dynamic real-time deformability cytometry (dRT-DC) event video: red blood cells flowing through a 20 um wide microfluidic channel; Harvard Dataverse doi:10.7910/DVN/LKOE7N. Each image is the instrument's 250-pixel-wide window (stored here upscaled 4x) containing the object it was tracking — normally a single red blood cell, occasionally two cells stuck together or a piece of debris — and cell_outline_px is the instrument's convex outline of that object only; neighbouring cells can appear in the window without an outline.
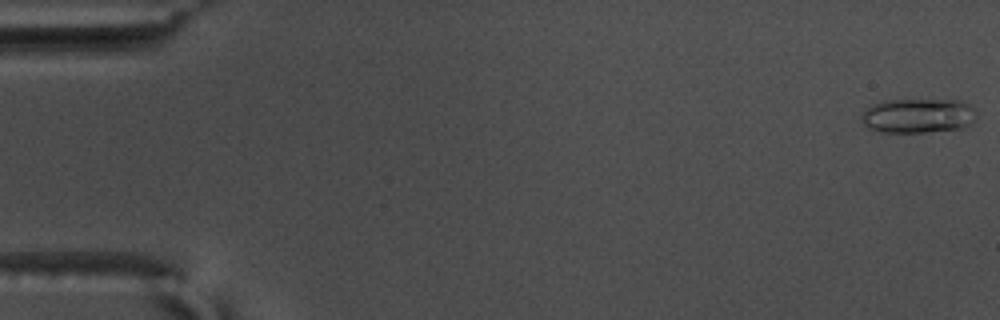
{"species": "common noctule bat (a hibernating species)", "species_latin": "Nyctalus noctula", "temperature_condition": "warm", "stored_images_in_passage": 55, "camera_frame_rate_fps": 3000, "um_per_image_px": 0.085, "animal": {"sex": "male", "body_mass_g": 17.5, "forearm_length_mm": 52.3}, "frame": {"image": 1, "passage_image": 1, "time_ms": 0.0, "image_size_px": [1000, 320], "cell_outline_px": [[976, 112], [972, 120], [964, 128], [924, 132], [884, 132], [868, 128], [860, 120], [860, 116], [872, 104], [884, 100], [960, 100], [968, 104]], "centroid_in_image_um": [77.99, 9.83], "position_along_channel_um": 7.0, "area_um2": 23.0}}
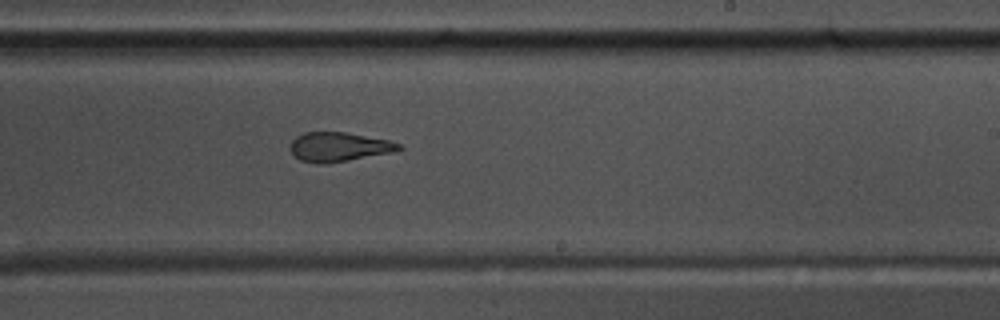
{"frame": {"image": 2, "passage_image": 34, "time_ms": 11.0, "image_size_px": [1000, 320], "cell_outline_px": [[404, 148], [396, 152], [324, 164], [320, 164], [300, 160], [288, 148], [292, 140], [296, 136], [304, 132], [344, 132], [388, 140], [400, 144]], "centroid_in_image_um": [28.8, 12.49], "position_along_channel_um": 260.2, "area_um2": 18.55}}
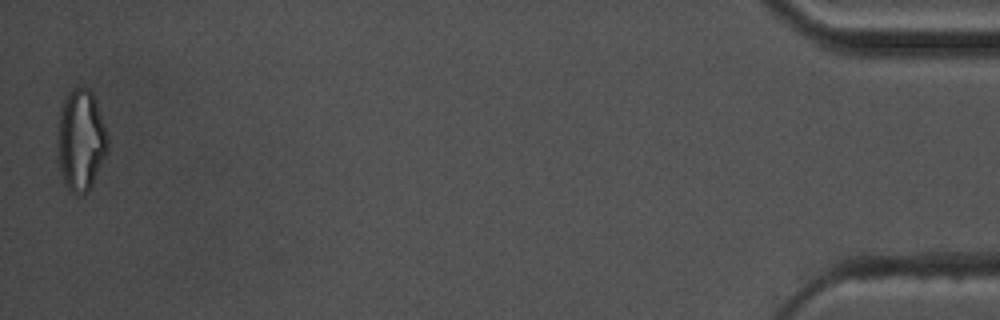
{"frame": {"image": 3, "passage_image": 55, "time_ms": 18.0, "image_size_px": [1000, 320], "cell_outline_px": [[108, 152], [88, 192], [76, 196], [68, 188], [64, 180], [60, 168], [56, 144], [56, 136], [60, 112], [64, 100], [72, 88], [88, 88], [92, 92], [96, 100], [108, 140]], "centroid_in_image_um": [6.86, 11.93], "position_along_channel_um": 428.3, "area_um2": 29.59}, "authors_computed_cell_mechanics": {"area_um2": 20.23, "velocity_mm_per_s": 3.7203, "shape_relaxation_time_tau1_ms": null, "shape_relaxation_time_tau2_ms": 2.174, "deformation_change_tau1": null, "deformation_change_tau2": 0.1022}}